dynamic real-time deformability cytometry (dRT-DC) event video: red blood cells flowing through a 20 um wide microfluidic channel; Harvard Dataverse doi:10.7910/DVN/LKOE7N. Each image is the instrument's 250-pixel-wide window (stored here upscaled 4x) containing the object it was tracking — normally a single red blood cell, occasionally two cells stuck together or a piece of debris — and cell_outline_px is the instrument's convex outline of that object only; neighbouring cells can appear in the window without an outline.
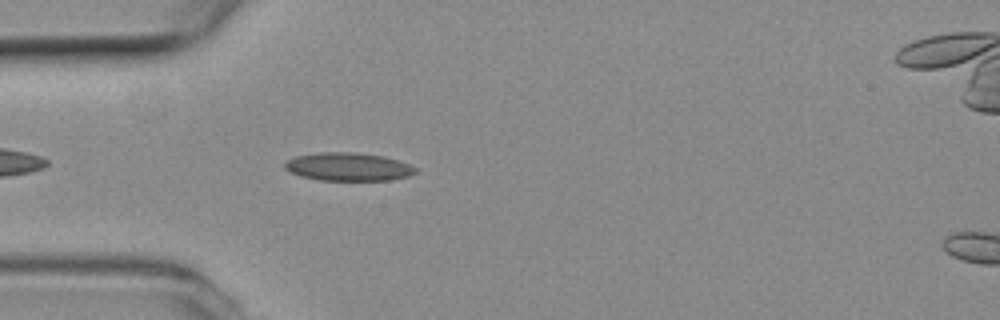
{"species": "common noctule bat (a hibernating species)", "species_latin": "Nyctalus noctula", "temperature_condition": "room temperature", "stored_images_in_passage": 18, "camera_frame_rate_fps": 3000, "um_per_image_px": 0.085, "animal": {"sex": "female", "body_mass_g": 19.3, "forearm_length_mm": 54.1}, "frame": {"image": 1, "passage_image": 4, "time_ms": 1.0, "image_size_px": [1000, 320], "cell_outline_px": [[416, 172], [408, 176], [388, 180], [320, 180], [300, 176], [284, 168], [284, 160], [296, 156], [316, 152], [356, 152], [384, 156], [400, 160], [416, 168]], "centroid_in_image_um": [29.57, 14.16], "position_along_channel_um": 55.4, "area_um2": 21.56}}
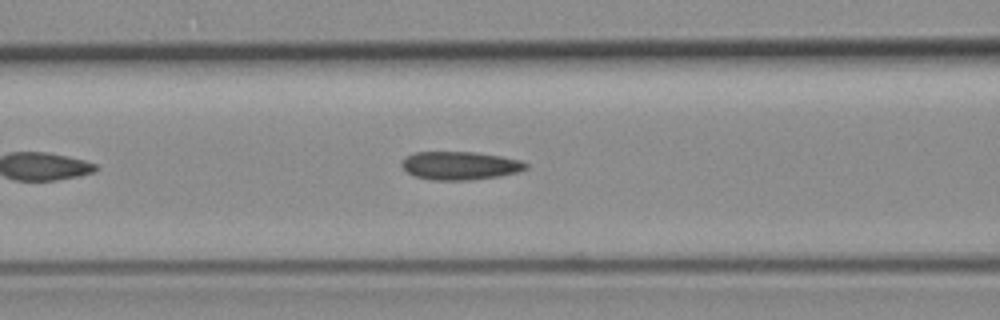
{"frame": {"image": 2, "passage_image": 10, "time_ms": 3.0, "image_size_px": [1000, 320], "cell_outline_px": [[528, 168], [520, 172], [500, 176], [468, 180], [432, 180], [412, 176], [400, 164], [400, 160], [416, 152], [476, 152], [500, 156], [520, 160], [528, 164]], "centroid_in_image_um": [39.1, 14.08], "position_along_channel_um": 127.5, "area_um2": 20.58}}
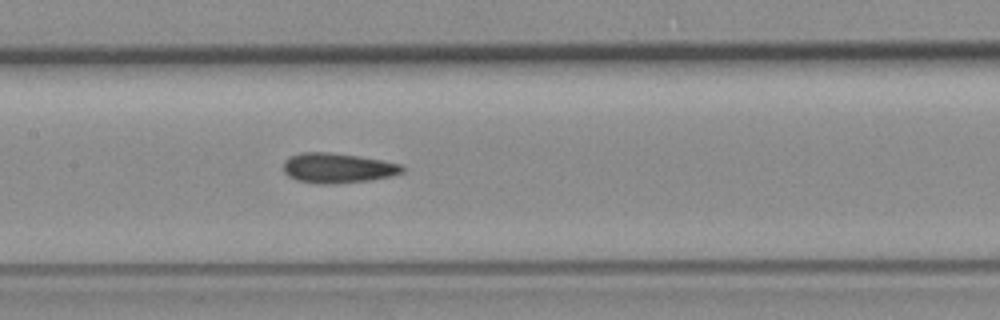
{"frame": {"image": 3, "passage_image": 14, "time_ms": 4.333, "image_size_px": [1000, 320], "cell_outline_px": [[404, 172], [392, 176], [372, 180], [340, 184], [320, 184], [296, 180], [288, 176], [284, 172], [284, 160], [288, 156], [300, 152], [328, 152], [356, 156], [380, 160], [400, 164], [404, 168]], "centroid_in_image_um": [28.67, 14.29], "position_along_channel_um": 178.7, "area_um2": 20.92}}